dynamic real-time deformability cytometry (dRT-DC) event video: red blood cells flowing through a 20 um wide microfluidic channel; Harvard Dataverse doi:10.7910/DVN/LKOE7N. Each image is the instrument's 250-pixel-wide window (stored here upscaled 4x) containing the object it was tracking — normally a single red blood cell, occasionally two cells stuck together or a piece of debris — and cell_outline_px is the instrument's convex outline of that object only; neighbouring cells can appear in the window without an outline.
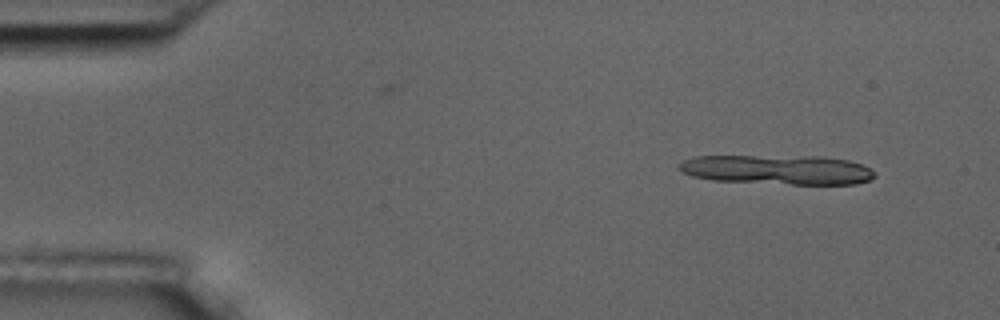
{"species": "common noctule bat (a hibernating species)", "species_latin": "Nyctalus noctula", "temperature_condition": "room temperature", "stored_images_in_passage": 4, "camera_frame_rate_fps": 3000, "um_per_image_px": 0.085, "animal": {"sex": "male", "body_mass_g": 17.5, "forearm_length_mm": 52.3}, "frame": {"image": 1, "passage_image": 1, "time_ms": 0.0, "image_size_px": [1000, 320], "cell_outline_px": [[876, 176], [868, 180], [856, 184], [792, 184], [712, 180], [692, 176], [684, 172], [680, 168], [680, 164], [684, 160], [692, 156], [820, 156], [848, 160], [860, 164], [868, 168]], "centroid_in_image_um": [66.08, 14.42], "position_along_channel_um": 18.9, "area_um2": 33.41}}